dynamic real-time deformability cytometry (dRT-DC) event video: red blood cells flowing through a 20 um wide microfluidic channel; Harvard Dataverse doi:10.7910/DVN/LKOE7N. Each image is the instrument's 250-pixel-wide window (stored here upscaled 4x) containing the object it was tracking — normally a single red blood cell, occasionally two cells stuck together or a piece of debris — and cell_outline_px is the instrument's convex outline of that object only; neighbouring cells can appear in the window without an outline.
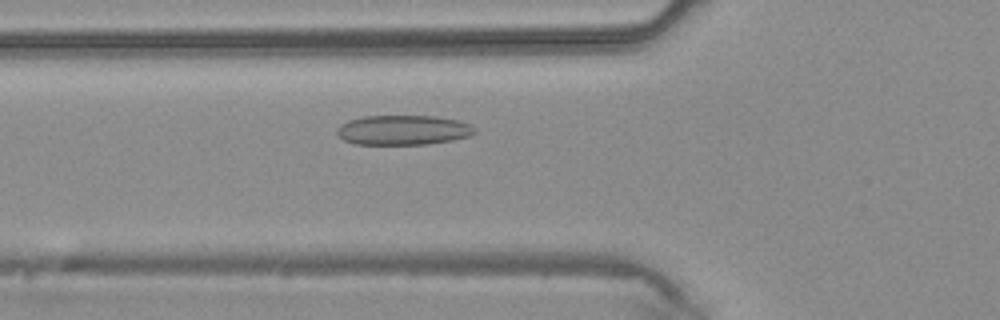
{"species": "common noctule bat (a hibernating species)", "species_latin": "Nyctalus noctula", "temperature_condition": "warm", "stored_images_in_passage": 38, "camera_frame_rate_fps": 3000, "um_per_image_px": 0.085, "animal": {"sex": "male", "body_mass_g": 20.4}, "frame": {"image": 1, "passage_image": 11, "time_ms": 3.333, "image_size_px": [1000, 320], "cell_outline_px": [[476, 132], [472, 136], [452, 140], [428, 144], [356, 144], [344, 140], [336, 132], [336, 128], [340, 124], [348, 120], [364, 116], [436, 116], [456, 120], [472, 124], [476, 128]], "centroid_in_image_um": [34.29, 11.05], "position_along_channel_um": 91.5, "area_um2": 24.04}}
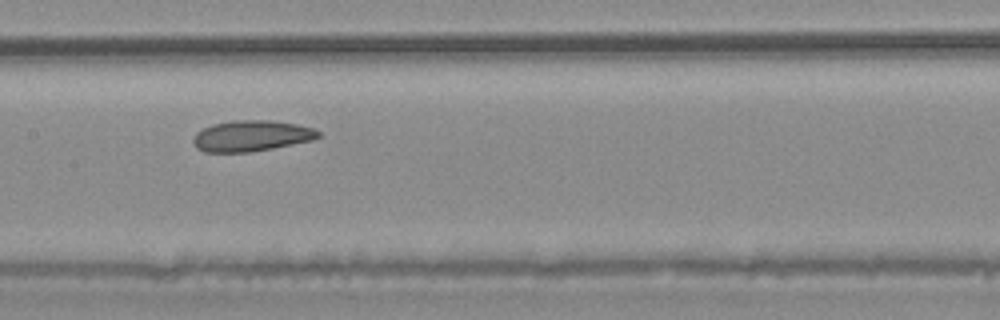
{"frame": {"image": 2, "passage_image": 17, "time_ms": 5.333, "image_size_px": [1000, 320], "cell_outline_px": [[320, 136], [312, 140], [272, 148], [248, 152], [204, 152], [196, 148], [192, 140], [196, 132], [212, 124], [232, 120], [268, 120], [296, 124], [312, 128], [320, 132]], "centroid_in_image_um": [21.33, 11.55], "position_along_channel_um": 186.1, "area_um2": 22.43}}
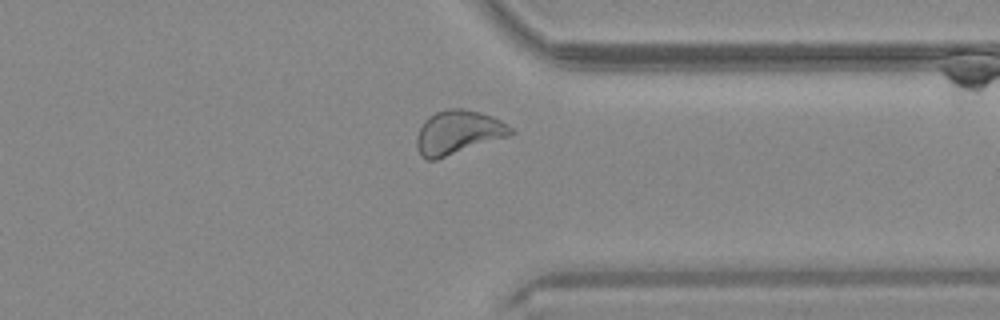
{"frame": {"image": 3, "passage_image": 29, "time_ms": 9.333, "image_size_px": [1000, 320], "cell_outline_px": [[516, 132], [512, 136], [436, 160], [424, 160], [420, 156], [416, 148], [416, 136], [424, 120], [428, 116], [436, 112], [448, 108], [464, 108], [480, 112], [492, 116], [500, 120], [512, 128]], "centroid_in_image_um": [38.94, 11.27], "position_along_channel_um": 372.5, "area_um2": 24.62}}